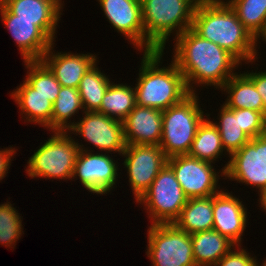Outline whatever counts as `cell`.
Returning a JSON list of instances; mask_svg holds the SVG:
<instances>
[{
  "instance_id": "obj_1",
  "label": "cell",
  "mask_w": 266,
  "mask_h": 266,
  "mask_svg": "<svg viewBox=\"0 0 266 266\" xmlns=\"http://www.w3.org/2000/svg\"><path fill=\"white\" fill-rule=\"evenodd\" d=\"M172 61L183 74L187 89L194 86H214L220 89L242 65L232 54L217 44L202 38L191 28L175 36ZM195 84V85H193Z\"/></svg>"
},
{
  "instance_id": "obj_2",
  "label": "cell",
  "mask_w": 266,
  "mask_h": 266,
  "mask_svg": "<svg viewBox=\"0 0 266 266\" xmlns=\"http://www.w3.org/2000/svg\"><path fill=\"white\" fill-rule=\"evenodd\" d=\"M191 29L232 54L241 64L254 63V37L224 0H199Z\"/></svg>"
},
{
  "instance_id": "obj_3",
  "label": "cell",
  "mask_w": 266,
  "mask_h": 266,
  "mask_svg": "<svg viewBox=\"0 0 266 266\" xmlns=\"http://www.w3.org/2000/svg\"><path fill=\"white\" fill-rule=\"evenodd\" d=\"M143 53L135 86L137 105L164 111L190 94L183 74L173 61L160 68L164 51Z\"/></svg>"
},
{
  "instance_id": "obj_4",
  "label": "cell",
  "mask_w": 266,
  "mask_h": 266,
  "mask_svg": "<svg viewBox=\"0 0 266 266\" xmlns=\"http://www.w3.org/2000/svg\"><path fill=\"white\" fill-rule=\"evenodd\" d=\"M145 52L164 51L172 32L178 37L191 28L199 0H140Z\"/></svg>"
},
{
  "instance_id": "obj_5",
  "label": "cell",
  "mask_w": 266,
  "mask_h": 266,
  "mask_svg": "<svg viewBox=\"0 0 266 266\" xmlns=\"http://www.w3.org/2000/svg\"><path fill=\"white\" fill-rule=\"evenodd\" d=\"M190 93L180 103L162 111L160 148L167 158L190 152L199 125L205 119L199 96Z\"/></svg>"
},
{
  "instance_id": "obj_6",
  "label": "cell",
  "mask_w": 266,
  "mask_h": 266,
  "mask_svg": "<svg viewBox=\"0 0 266 266\" xmlns=\"http://www.w3.org/2000/svg\"><path fill=\"white\" fill-rule=\"evenodd\" d=\"M51 132L54 134L27 161V176L72 180L78 144L68 131Z\"/></svg>"
},
{
  "instance_id": "obj_7",
  "label": "cell",
  "mask_w": 266,
  "mask_h": 266,
  "mask_svg": "<svg viewBox=\"0 0 266 266\" xmlns=\"http://www.w3.org/2000/svg\"><path fill=\"white\" fill-rule=\"evenodd\" d=\"M187 199L174 171L166 164L135 202L145 206L152 224H170L179 217Z\"/></svg>"
},
{
  "instance_id": "obj_8",
  "label": "cell",
  "mask_w": 266,
  "mask_h": 266,
  "mask_svg": "<svg viewBox=\"0 0 266 266\" xmlns=\"http://www.w3.org/2000/svg\"><path fill=\"white\" fill-rule=\"evenodd\" d=\"M147 235L152 266H196L191 235L173 223L151 224Z\"/></svg>"
},
{
  "instance_id": "obj_9",
  "label": "cell",
  "mask_w": 266,
  "mask_h": 266,
  "mask_svg": "<svg viewBox=\"0 0 266 266\" xmlns=\"http://www.w3.org/2000/svg\"><path fill=\"white\" fill-rule=\"evenodd\" d=\"M221 169V177L257 187L260 203L266 197V134L250 139Z\"/></svg>"
},
{
  "instance_id": "obj_10",
  "label": "cell",
  "mask_w": 266,
  "mask_h": 266,
  "mask_svg": "<svg viewBox=\"0 0 266 266\" xmlns=\"http://www.w3.org/2000/svg\"><path fill=\"white\" fill-rule=\"evenodd\" d=\"M122 155L125 158L122 164L137 201L167 164L168 158L159 145L126 144Z\"/></svg>"
},
{
  "instance_id": "obj_11",
  "label": "cell",
  "mask_w": 266,
  "mask_h": 266,
  "mask_svg": "<svg viewBox=\"0 0 266 266\" xmlns=\"http://www.w3.org/2000/svg\"><path fill=\"white\" fill-rule=\"evenodd\" d=\"M76 143L78 144L79 152L72 178H76V180L79 178L82 186L91 194L103 195L107 194V192L109 193L117 183L118 162H115L108 153H93V150L85 149L84 145H80L78 141Z\"/></svg>"
},
{
  "instance_id": "obj_12",
  "label": "cell",
  "mask_w": 266,
  "mask_h": 266,
  "mask_svg": "<svg viewBox=\"0 0 266 266\" xmlns=\"http://www.w3.org/2000/svg\"><path fill=\"white\" fill-rule=\"evenodd\" d=\"M167 164L175 173L185 196L189 198L209 197L220 192L219 175L213 163L187 155L167 159ZM218 188V189H217Z\"/></svg>"
},
{
  "instance_id": "obj_13",
  "label": "cell",
  "mask_w": 266,
  "mask_h": 266,
  "mask_svg": "<svg viewBox=\"0 0 266 266\" xmlns=\"http://www.w3.org/2000/svg\"><path fill=\"white\" fill-rule=\"evenodd\" d=\"M79 121H73L68 130L70 134L81 135L85 141L106 153H117L121 156L126 148L123 123L98 111H84ZM72 132V133H71Z\"/></svg>"
},
{
  "instance_id": "obj_14",
  "label": "cell",
  "mask_w": 266,
  "mask_h": 266,
  "mask_svg": "<svg viewBox=\"0 0 266 266\" xmlns=\"http://www.w3.org/2000/svg\"><path fill=\"white\" fill-rule=\"evenodd\" d=\"M107 21L126 40L145 52V31L140 0H97Z\"/></svg>"
},
{
  "instance_id": "obj_15",
  "label": "cell",
  "mask_w": 266,
  "mask_h": 266,
  "mask_svg": "<svg viewBox=\"0 0 266 266\" xmlns=\"http://www.w3.org/2000/svg\"><path fill=\"white\" fill-rule=\"evenodd\" d=\"M0 13L1 21L18 45L23 60H42L46 51L55 42L35 25V21L14 20V14L1 2Z\"/></svg>"
},
{
  "instance_id": "obj_16",
  "label": "cell",
  "mask_w": 266,
  "mask_h": 266,
  "mask_svg": "<svg viewBox=\"0 0 266 266\" xmlns=\"http://www.w3.org/2000/svg\"><path fill=\"white\" fill-rule=\"evenodd\" d=\"M239 198L222 190L213 195V228L236 246L241 245L247 224V208Z\"/></svg>"
},
{
  "instance_id": "obj_17",
  "label": "cell",
  "mask_w": 266,
  "mask_h": 266,
  "mask_svg": "<svg viewBox=\"0 0 266 266\" xmlns=\"http://www.w3.org/2000/svg\"><path fill=\"white\" fill-rule=\"evenodd\" d=\"M14 14V20L35 21L53 42L62 15V0H0ZM62 8V10H61Z\"/></svg>"
},
{
  "instance_id": "obj_18",
  "label": "cell",
  "mask_w": 266,
  "mask_h": 266,
  "mask_svg": "<svg viewBox=\"0 0 266 266\" xmlns=\"http://www.w3.org/2000/svg\"><path fill=\"white\" fill-rule=\"evenodd\" d=\"M122 123L126 144H160L162 137L161 110L136 104Z\"/></svg>"
},
{
  "instance_id": "obj_19",
  "label": "cell",
  "mask_w": 266,
  "mask_h": 266,
  "mask_svg": "<svg viewBox=\"0 0 266 266\" xmlns=\"http://www.w3.org/2000/svg\"><path fill=\"white\" fill-rule=\"evenodd\" d=\"M54 44L46 51L42 61L54 73L61 86L78 88L83 75L98 61L96 54L55 53Z\"/></svg>"
},
{
  "instance_id": "obj_20",
  "label": "cell",
  "mask_w": 266,
  "mask_h": 266,
  "mask_svg": "<svg viewBox=\"0 0 266 266\" xmlns=\"http://www.w3.org/2000/svg\"><path fill=\"white\" fill-rule=\"evenodd\" d=\"M11 93L27 122L37 123L51 132L53 103L49 99L37 93L25 80Z\"/></svg>"
},
{
  "instance_id": "obj_21",
  "label": "cell",
  "mask_w": 266,
  "mask_h": 266,
  "mask_svg": "<svg viewBox=\"0 0 266 266\" xmlns=\"http://www.w3.org/2000/svg\"><path fill=\"white\" fill-rule=\"evenodd\" d=\"M220 89L228 94L223 103L228 108L251 109L265 115L262 98L245 73L236 72Z\"/></svg>"
},
{
  "instance_id": "obj_22",
  "label": "cell",
  "mask_w": 266,
  "mask_h": 266,
  "mask_svg": "<svg viewBox=\"0 0 266 266\" xmlns=\"http://www.w3.org/2000/svg\"><path fill=\"white\" fill-rule=\"evenodd\" d=\"M191 240L196 266H214L236 246L214 229L194 233Z\"/></svg>"
},
{
  "instance_id": "obj_23",
  "label": "cell",
  "mask_w": 266,
  "mask_h": 266,
  "mask_svg": "<svg viewBox=\"0 0 266 266\" xmlns=\"http://www.w3.org/2000/svg\"><path fill=\"white\" fill-rule=\"evenodd\" d=\"M213 196L189 198L173 224L192 235L213 228Z\"/></svg>"
},
{
  "instance_id": "obj_24",
  "label": "cell",
  "mask_w": 266,
  "mask_h": 266,
  "mask_svg": "<svg viewBox=\"0 0 266 266\" xmlns=\"http://www.w3.org/2000/svg\"><path fill=\"white\" fill-rule=\"evenodd\" d=\"M199 125L195 138L193 140L189 156L199 160L215 163L225 152L220 133L217 127L209 119L210 114ZM222 154V155H221Z\"/></svg>"
},
{
  "instance_id": "obj_25",
  "label": "cell",
  "mask_w": 266,
  "mask_h": 266,
  "mask_svg": "<svg viewBox=\"0 0 266 266\" xmlns=\"http://www.w3.org/2000/svg\"><path fill=\"white\" fill-rule=\"evenodd\" d=\"M219 112L220 115L217 118L219 121H212V123L220 133L225 154L227 152L228 157H230L249 142L251 138L240 128L239 109L228 108L223 104Z\"/></svg>"
},
{
  "instance_id": "obj_26",
  "label": "cell",
  "mask_w": 266,
  "mask_h": 266,
  "mask_svg": "<svg viewBox=\"0 0 266 266\" xmlns=\"http://www.w3.org/2000/svg\"><path fill=\"white\" fill-rule=\"evenodd\" d=\"M135 106V87L112 82L104 94L101 106L97 111L108 117L123 121Z\"/></svg>"
},
{
  "instance_id": "obj_27",
  "label": "cell",
  "mask_w": 266,
  "mask_h": 266,
  "mask_svg": "<svg viewBox=\"0 0 266 266\" xmlns=\"http://www.w3.org/2000/svg\"><path fill=\"white\" fill-rule=\"evenodd\" d=\"M79 110L84 112L78 88L61 86L60 92L53 103L51 130L68 131L73 126L70 118Z\"/></svg>"
},
{
  "instance_id": "obj_28",
  "label": "cell",
  "mask_w": 266,
  "mask_h": 266,
  "mask_svg": "<svg viewBox=\"0 0 266 266\" xmlns=\"http://www.w3.org/2000/svg\"><path fill=\"white\" fill-rule=\"evenodd\" d=\"M97 66V61L83 75L78 86L84 111H97L111 82Z\"/></svg>"
},
{
  "instance_id": "obj_29",
  "label": "cell",
  "mask_w": 266,
  "mask_h": 266,
  "mask_svg": "<svg viewBox=\"0 0 266 266\" xmlns=\"http://www.w3.org/2000/svg\"><path fill=\"white\" fill-rule=\"evenodd\" d=\"M24 65L28 69L25 81L54 103L61 89L54 73L42 60L24 61Z\"/></svg>"
},
{
  "instance_id": "obj_30",
  "label": "cell",
  "mask_w": 266,
  "mask_h": 266,
  "mask_svg": "<svg viewBox=\"0 0 266 266\" xmlns=\"http://www.w3.org/2000/svg\"><path fill=\"white\" fill-rule=\"evenodd\" d=\"M239 21L254 37L266 22V0H227Z\"/></svg>"
},
{
  "instance_id": "obj_31",
  "label": "cell",
  "mask_w": 266,
  "mask_h": 266,
  "mask_svg": "<svg viewBox=\"0 0 266 266\" xmlns=\"http://www.w3.org/2000/svg\"><path fill=\"white\" fill-rule=\"evenodd\" d=\"M22 216L15 207L7 201L0 205V244L15 248V243L22 237L24 231Z\"/></svg>"
},
{
  "instance_id": "obj_32",
  "label": "cell",
  "mask_w": 266,
  "mask_h": 266,
  "mask_svg": "<svg viewBox=\"0 0 266 266\" xmlns=\"http://www.w3.org/2000/svg\"><path fill=\"white\" fill-rule=\"evenodd\" d=\"M240 128L252 139L266 134V116L251 109H239Z\"/></svg>"
},
{
  "instance_id": "obj_33",
  "label": "cell",
  "mask_w": 266,
  "mask_h": 266,
  "mask_svg": "<svg viewBox=\"0 0 266 266\" xmlns=\"http://www.w3.org/2000/svg\"><path fill=\"white\" fill-rule=\"evenodd\" d=\"M242 245L234 246L214 266H256V256L252 257ZM240 247V248H239ZM243 248V249H242ZM234 250V251H233Z\"/></svg>"
},
{
  "instance_id": "obj_34",
  "label": "cell",
  "mask_w": 266,
  "mask_h": 266,
  "mask_svg": "<svg viewBox=\"0 0 266 266\" xmlns=\"http://www.w3.org/2000/svg\"><path fill=\"white\" fill-rule=\"evenodd\" d=\"M254 83L258 93L260 94L264 108H265V116H266V71L256 72H244Z\"/></svg>"
},
{
  "instance_id": "obj_35",
  "label": "cell",
  "mask_w": 266,
  "mask_h": 266,
  "mask_svg": "<svg viewBox=\"0 0 266 266\" xmlns=\"http://www.w3.org/2000/svg\"><path fill=\"white\" fill-rule=\"evenodd\" d=\"M16 150L17 149L12 148V146L4 150L0 149V182L5 178L6 174L9 173L8 170L11 165V158L16 154Z\"/></svg>"
},
{
  "instance_id": "obj_36",
  "label": "cell",
  "mask_w": 266,
  "mask_h": 266,
  "mask_svg": "<svg viewBox=\"0 0 266 266\" xmlns=\"http://www.w3.org/2000/svg\"><path fill=\"white\" fill-rule=\"evenodd\" d=\"M262 39L263 42H266V22L263 24V27L261 28V30L254 36V61L257 60V43L258 41Z\"/></svg>"
},
{
  "instance_id": "obj_37",
  "label": "cell",
  "mask_w": 266,
  "mask_h": 266,
  "mask_svg": "<svg viewBox=\"0 0 266 266\" xmlns=\"http://www.w3.org/2000/svg\"><path fill=\"white\" fill-rule=\"evenodd\" d=\"M259 204H260L262 210H264L266 213V197Z\"/></svg>"
},
{
  "instance_id": "obj_38",
  "label": "cell",
  "mask_w": 266,
  "mask_h": 266,
  "mask_svg": "<svg viewBox=\"0 0 266 266\" xmlns=\"http://www.w3.org/2000/svg\"><path fill=\"white\" fill-rule=\"evenodd\" d=\"M256 266H259V264L256 262ZM261 266H266V259L264 260V262L261 264Z\"/></svg>"
}]
</instances>
